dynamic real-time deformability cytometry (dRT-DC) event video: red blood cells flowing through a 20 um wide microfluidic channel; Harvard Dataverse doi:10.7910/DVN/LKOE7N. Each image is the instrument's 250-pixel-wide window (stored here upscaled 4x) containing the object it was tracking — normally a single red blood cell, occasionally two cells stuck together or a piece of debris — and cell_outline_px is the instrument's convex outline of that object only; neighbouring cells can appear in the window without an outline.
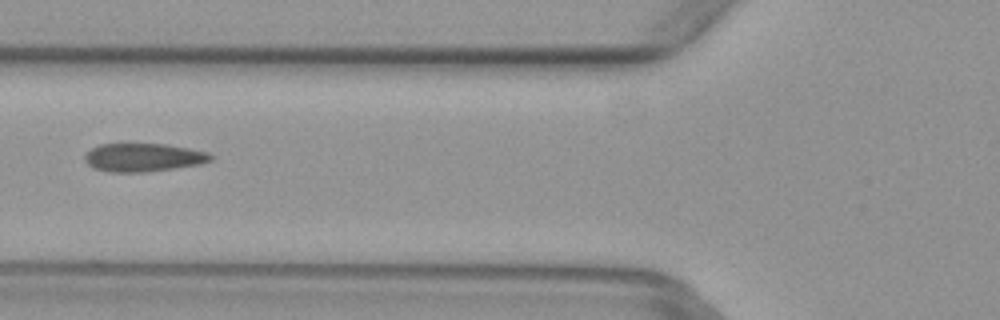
{"species": "common noctule bat (a hibernating species)", "species_latin": "Nyctalus noctula", "temperature_condition": "warm", "stored_images_in_passage": 6, "camera_frame_rate_fps": 3000, "um_per_image_px": 0.085, "animal": {"sex": "female", "body_mass_g": 29.2, "forearm_length_mm": 56.3}, "frame": {"image": 1, "passage_image": 6, "time_ms": 1.667, "image_size_px": [1000, 320], "cell_outline_px": [[212, 160], [200, 164], [172, 168], [140, 172], [108, 172], [92, 168], [84, 160], [84, 156], [92, 148], [100, 144], [168, 144], [208, 152], [212, 156]], "centroid_in_image_um": [12.16, 13.38], "position_along_channel_um": 113.6, "area_um2": 20.63}}